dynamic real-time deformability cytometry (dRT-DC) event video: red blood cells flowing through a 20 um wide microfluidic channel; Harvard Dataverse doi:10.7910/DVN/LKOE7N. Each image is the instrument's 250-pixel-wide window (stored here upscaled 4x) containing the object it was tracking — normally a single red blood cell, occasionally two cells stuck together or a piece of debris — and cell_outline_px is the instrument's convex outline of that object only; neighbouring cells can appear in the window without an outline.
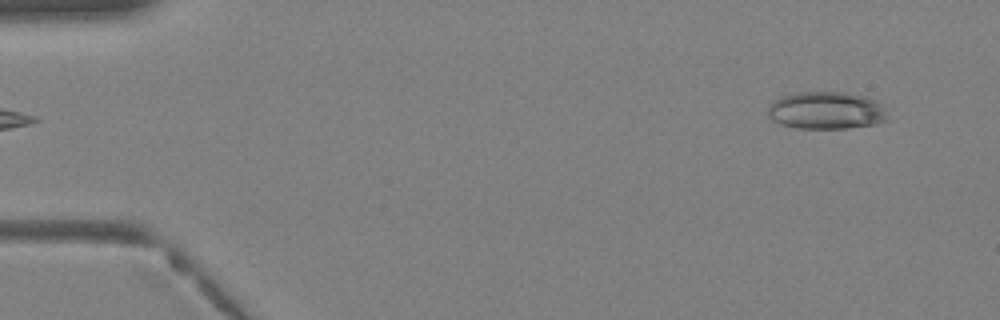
{"species": "Egyptian fruit bat (a non-hibernating species)", "species_latin": "Rousettus aegyptiacus", "temperature_condition": "warm", "stored_images_in_passage": 37, "camera_frame_rate_fps": 3000, "um_per_image_px": 0.085, "animal": {"sex": "female"}, "frame": {"image": 1, "passage_image": 1, "time_ms": 0.0, "image_size_px": [1000, 320], "cell_outline_px": [[888, 120], [876, 124], [848, 128], [796, 128], [780, 124], [772, 120], [768, 116], [768, 104], [772, 100], [780, 96], [796, 92], [848, 92], [868, 96], [880, 104], [884, 108]], "centroid_in_image_um": [70.2, 9.38], "position_along_channel_um": 14.8, "area_um2": 26.53}}
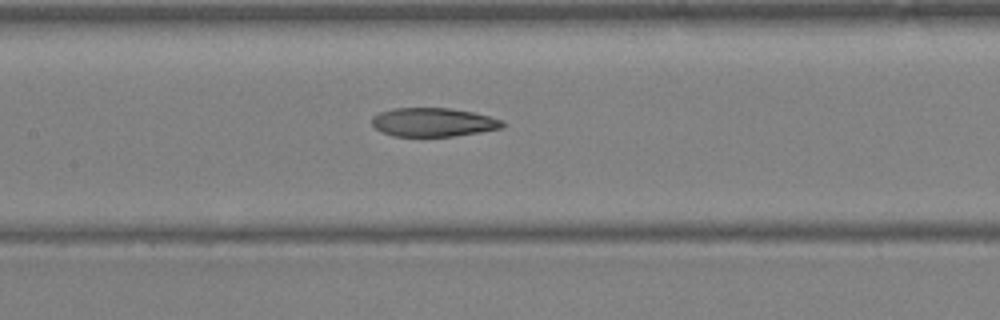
{"frame": {"image": 2, "passage_image": 17, "time_ms": 5.333, "image_size_px": [1000, 320], "cell_outline_px": [[504, 128], [480, 132], [452, 136], [396, 136], [384, 132], [376, 128], [372, 124], [372, 116], [380, 112], [392, 108], [452, 108], [472, 112], [504, 120]], "centroid_in_image_um": [36.85, 10.38], "position_along_channel_um": 170.6, "area_um2": 21.79}}
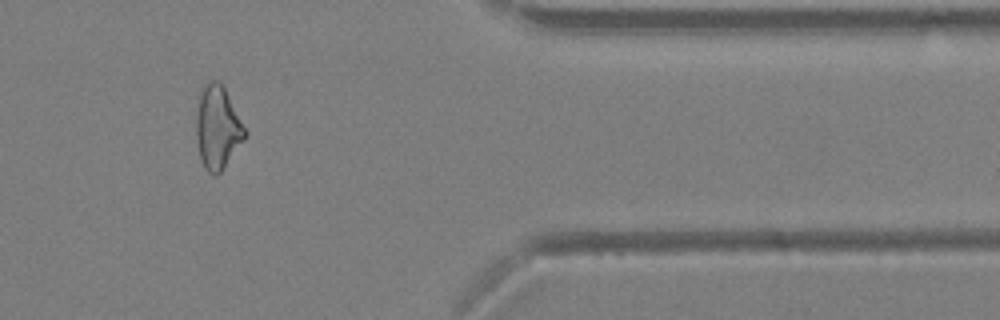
{"frame": {"image": 3, "passage_image": 31, "time_ms": 10.0, "image_size_px": [1000, 320], "cell_outline_px": [[248, 132], [244, 140], [224, 168], [216, 176], [212, 176], [204, 168], [200, 160], [196, 140], [196, 116], [200, 88], [208, 80], [220, 80]], "centroid_in_image_um": [18.48, 10.84], "position_along_channel_um": 392.9, "area_um2": 24.04}}